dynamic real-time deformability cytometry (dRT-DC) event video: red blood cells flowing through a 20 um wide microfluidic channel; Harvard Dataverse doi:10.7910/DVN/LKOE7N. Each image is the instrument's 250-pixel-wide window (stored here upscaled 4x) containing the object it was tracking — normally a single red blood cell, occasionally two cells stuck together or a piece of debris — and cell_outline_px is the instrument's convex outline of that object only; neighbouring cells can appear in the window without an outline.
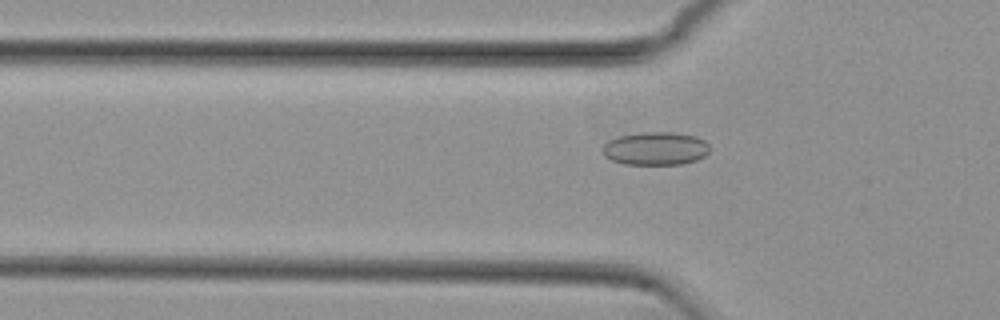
{"species": "common noctule bat (a hibernating species)", "species_latin": "Nyctalus noctula", "temperature_condition": "cold", "stored_images_in_passage": 43, "camera_frame_rate_fps": 3000, "um_per_image_px": 0.085, "animal": {"sex": "female", "body_mass_g": 29.2, "forearm_length_mm": 56.3}, "frame": {"image": 1, "passage_image": 11, "time_ms": 3.333, "image_size_px": [1000, 320], "cell_outline_px": [[708, 152], [704, 156], [696, 160], [680, 164], [624, 164], [612, 160], [604, 156], [604, 144], [608, 140], [620, 136], [644, 132], [672, 132], [696, 136], [704, 140], [708, 144]], "centroid_in_image_um": [55.72, 12.62], "position_along_channel_um": 70.1, "area_um2": 20.52}}
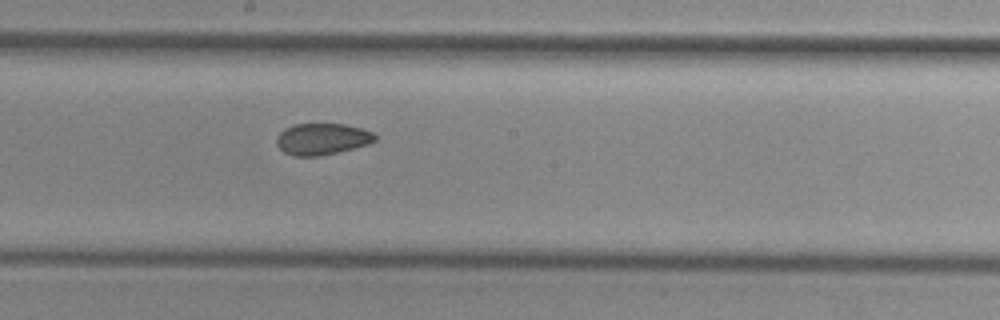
{"frame": {"image": 2, "passage_image": 23, "time_ms": 7.333, "image_size_px": [1000, 320], "cell_outline_px": [[376, 140], [368, 144], [320, 156], [292, 156], [284, 152], [276, 144], [276, 136], [284, 128], [296, 124], [344, 124], [360, 128], [372, 132], [376, 136]], "centroid_in_image_um": [27.34, 11.81], "position_along_channel_um": 220.9, "area_um2": 17.98}}
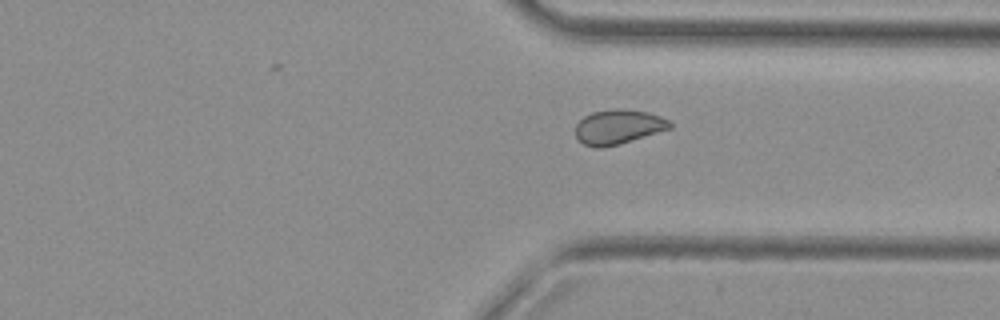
{"frame": {"image": 3, "passage_image": 34, "time_ms": 11.0, "image_size_px": [1000, 320], "cell_outline_px": [[672, 128], [620, 144], [600, 148], [596, 148], [584, 144], [576, 140], [576, 124], [584, 116], [592, 112], [616, 108], [648, 112], [660, 116], [668, 120], [672, 124]], "centroid_in_image_um": [52.54, 10.79], "position_along_channel_um": 358.9, "area_um2": 19.07}, "authors_computed_cell_mechanics": {"area_um2": 19.074, "velocity_mm_per_s": 3.7604, "shape_relaxation_time_tau1_ms": null, "shape_relaxation_time_tau2_ms": 3.1618, "deformation_change_tau1": null, "deformation_change_tau2": 0.0544}}